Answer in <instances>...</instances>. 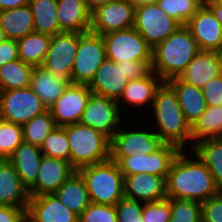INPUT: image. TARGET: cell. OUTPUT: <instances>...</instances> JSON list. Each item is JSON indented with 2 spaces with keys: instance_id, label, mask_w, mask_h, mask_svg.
<instances>
[{
  "instance_id": "6da1fadb",
  "label": "cell",
  "mask_w": 222,
  "mask_h": 222,
  "mask_svg": "<svg viewBox=\"0 0 222 222\" xmlns=\"http://www.w3.org/2000/svg\"><path fill=\"white\" fill-rule=\"evenodd\" d=\"M185 151L181 150L171 165L166 179V196L202 203L217 195L220 189L199 157L192 151L189 156Z\"/></svg>"
},
{
  "instance_id": "7a4b0ae2",
  "label": "cell",
  "mask_w": 222,
  "mask_h": 222,
  "mask_svg": "<svg viewBox=\"0 0 222 222\" xmlns=\"http://www.w3.org/2000/svg\"><path fill=\"white\" fill-rule=\"evenodd\" d=\"M151 109L150 114L155 117L152 121L157 128L154 131L161 140L181 150L189 144L191 150V125L185 119L175 91L167 82L157 89Z\"/></svg>"
},
{
  "instance_id": "3957f363",
  "label": "cell",
  "mask_w": 222,
  "mask_h": 222,
  "mask_svg": "<svg viewBox=\"0 0 222 222\" xmlns=\"http://www.w3.org/2000/svg\"><path fill=\"white\" fill-rule=\"evenodd\" d=\"M199 51L189 29L180 25L152 50L151 70L167 82L178 77Z\"/></svg>"
},
{
  "instance_id": "277c9868",
  "label": "cell",
  "mask_w": 222,
  "mask_h": 222,
  "mask_svg": "<svg viewBox=\"0 0 222 222\" xmlns=\"http://www.w3.org/2000/svg\"><path fill=\"white\" fill-rule=\"evenodd\" d=\"M77 172L85 181L92 203L115 206L124 197V175L111 159L81 167Z\"/></svg>"
},
{
  "instance_id": "5b68a950",
  "label": "cell",
  "mask_w": 222,
  "mask_h": 222,
  "mask_svg": "<svg viewBox=\"0 0 222 222\" xmlns=\"http://www.w3.org/2000/svg\"><path fill=\"white\" fill-rule=\"evenodd\" d=\"M63 128L70 146L71 164L76 170L110 159L111 139L102 132L80 123Z\"/></svg>"
},
{
  "instance_id": "8992f818",
  "label": "cell",
  "mask_w": 222,
  "mask_h": 222,
  "mask_svg": "<svg viewBox=\"0 0 222 222\" xmlns=\"http://www.w3.org/2000/svg\"><path fill=\"white\" fill-rule=\"evenodd\" d=\"M102 37L107 59L115 62L142 61L151 68L153 49L133 27L110 32Z\"/></svg>"
},
{
  "instance_id": "52a82bcc",
  "label": "cell",
  "mask_w": 222,
  "mask_h": 222,
  "mask_svg": "<svg viewBox=\"0 0 222 222\" xmlns=\"http://www.w3.org/2000/svg\"><path fill=\"white\" fill-rule=\"evenodd\" d=\"M181 149L173 144L164 143L150 154L135 153L128 157H110L119 165L123 175L154 174L167 179L171 165Z\"/></svg>"
},
{
  "instance_id": "ba28073f",
  "label": "cell",
  "mask_w": 222,
  "mask_h": 222,
  "mask_svg": "<svg viewBox=\"0 0 222 222\" xmlns=\"http://www.w3.org/2000/svg\"><path fill=\"white\" fill-rule=\"evenodd\" d=\"M105 59L106 51L102 35L91 31L80 33L71 83L88 85Z\"/></svg>"
},
{
  "instance_id": "9c48e42d",
  "label": "cell",
  "mask_w": 222,
  "mask_h": 222,
  "mask_svg": "<svg viewBox=\"0 0 222 222\" xmlns=\"http://www.w3.org/2000/svg\"><path fill=\"white\" fill-rule=\"evenodd\" d=\"M47 110L30 86L0 91V118L3 120L22 126Z\"/></svg>"
},
{
  "instance_id": "30bf717a",
  "label": "cell",
  "mask_w": 222,
  "mask_h": 222,
  "mask_svg": "<svg viewBox=\"0 0 222 222\" xmlns=\"http://www.w3.org/2000/svg\"><path fill=\"white\" fill-rule=\"evenodd\" d=\"M179 26L157 4L142 5L135 9L133 28L152 49L173 34Z\"/></svg>"
},
{
  "instance_id": "8fae6325",
  "label": "cell",
  "mask_w": 222,
  "mask_h": 222,
  "mask_svg": "<svg viewBox=\"0 0 222 222\" xmlns=\"http://www.w3.org/2000/svg\"><path fill=\"white\" fill-rule=\"evenodd\" d=\"M121 112L117 100L91 93L79 123L90 126L111 139L121 123L125 124Z\"/></svg>"
},
{
  "instance_id": "7c38bea8",
  "label": "cell",
  "mask_w": 222,
  "mask_h": 222,
  "mask_svg": "<svg viewBox=\"0 0 222 222\" xmlns=\"http://www.w3.org/2000/svg\"><path fill=\"white\" fill-rule=\"evenodd\" d=\"M129 128H123L122 125L111 138L110 157H128L135 153L150 154L158 150L164 142L152 129H136L128 125ZM130 127H132L130 129Z\"/></svg>"
},
{
  "instance_id": "4fadbf2b",
  "label": "cell",
  "mask_w": 222,
  "mask_h": 222,
  "mask_svg": "<svg viewBox=\"0 0 222 222\" xmlns=\"http://www.w3.org/2000/svg\"><path fill=\"white\" fill-rule=\"evenodd\" d=\"M79 39L80 33L78 32H61L53 35L41 66L71 82V73Z\"/></svg>"
},
{
  "instance_id": "5bb4252c",
  "label": "cell",
  "mask_w": 222,
  "mask_h": 222,
  "mask_svg": "<svg viewBox=\"0 0 222 222\" xmlns=\"http://www.w3.org/2000/svg\"><path fill=\"white\" fill-rule=\"evenodd\" d=\"M92 91L86 84L70 83L48 108L57 127L79 123Z\"/></svg>"
},
{
  "instance_id": "9a60e30c",
  "label": "cell",
  "mask_w": 222,
  "mask_h": 222,
  "mask_svg": "<svg viewBox=\"0 0 222 222\" xmlns=\"http://www.w3.org/2000/svg\"><path fill=\"white\" fill-rule=\"evenodd\" d=\"M135 7L128 0H113L92 12L90 31L104 35L133 27Z\"/></svg>"
},
{
  "instance_id": "2e32d148",
  "label": "cell",
  "mask_w": 222,
  "mask_h": 222,
  "mask_svg": "<svg viewBox=\"0 0 222 222\" xmlns=\"http://www.w3.org/2000/svg\"><path fill=\"white\" fill-rule=\"evenodd\" d=\"M199 50L219 51L222 47V25L212 10L203 4L185 25Z\"/></svg>"
},
{
  "instance_id": "e0dca14e",
  "label": "cell",
  "mask_w": 222,
  "mask_h": 222,
  "mask_svg": "<svg viewBox=\"0 0 222 222\" xmlns=\"http://www.w3.org/2000/svg\"><path fill=\"white\" fill-rule=\"evenodd\" d=\"M76 171L66 160L43 155L36 182L28 190L30 197L54 193Z\"/></svg>"
},
{
  "instance_id": "ac0fdd59",
  "label": "cell",
  "mask_w": 222,
  "mask_h": 222,
  "mask_svg": "<svg viewBox=\"0 0 222 222\" xmlns=\"http://www.w3.org/2000/svg\"><path fill=\"white\" fill-rule=\"evenodd\" d=\"M124 197L141 201L156 202L166 199V179L154 174L124 175Z\"/></svg>"
},
{
  "instance_id": "d6986e66",
  "label": "cell",
  "mask_w": 222,
  "mask_h": 222,
  "mask_svg": "<svg viewBox=\"0 0 222 222\" xmlns=\"http://www.w3.org/2000/svg\"><path fill=\"white\" fill-rule=\"evenodd\" d=\"M222 74V59L218 51L200 50L178 78L198 88Z\"/></svg>"
},
{
  "instance_id": "ffe728a7",
  "label": "cell",
  "mask_w": 222,
  "mask_h": 222,
  "mask_svg": "<svg viewBox=\"0 0 222 222\" xmlns=\"http://www.w3.org/2000/svg\"><path fill=\"white\" fill-rule=\"evenodd\" d=\"M128 81L125 78L122 65H117V62L106 58L88 84V87L92 93L118 100Z\"/></svg>"
},
{
  "instance_id": "44dd1931",
  "label": "cell",
  "mask_w": 222,
  "mask_h": 222,
  "mask_svg": "<svg viewBox=\"0 0 222 222\" xmlns=\"http://www.w3.org/2000/svg\"><path fill=\"white\" fill-rule=\"evenodd\" d=\"M163 82L164 81L152 70L144 77L129 80L122 95L117 100L120 111L122 108L125 109L124 107H120V105L122 106L124 103L125 105L128 104V108H131L129 105H132L135 109H137L136 106L142 109V107L145 108L144 106L148 108L149 105V110H151L156 91Z\"/></svg>"
},
{
  "instance_id": "7402d4cb",
  "label": "cell",
  "mask_w": 222,
  "mask_h": 222,
  "mask_svg": "<svg viewBox=\"0 0 222 222\" xmlns=\"http://www.w3.org/2000/svg\"><path fill=\"white\" fill-rule=\"evenodd\" d=\"M29 200V191L14 166L7 159H0V205L28 207Z\"/></svg>"
},
{
  "instance_id": "603a6c76",
  "label": "cell",
  "mask_w": 222,
  "mask_h": 222,
  "mask_svg": "<svg viewBox=\"0 0 222 222\" xmlns=\"http://www.w3.org/2000/svg\"><path fill=\"white\" fill-rule=\"evenodd\" d=\"M26 211L38 222H78V216L53 193L30 197Z\"/></svg>"
},
{
  "instance_id": "cb8c5ba5",
  "label": "cell",
  "mask_w": 222,
  "mask_h": 222,
  "mask_svg": "<svg viewBox=\"0 0 222 222\" xmlns=\"http://www.w3.org/2000/svg\"><path fill=\"white\" fill-rule=\"evenodd\" d=\"M61 32L86 33L91 29L92 12L83 0H57Z\"/></svg>"
},
{
  "instance_id": "d4e9b609",
  "label": "cell",
  "mask_w": 222,
  "mask_h": 222,
  "mask_svg": "<svg viewBox=\"0 0 222 222\" xmlns=\"http://www.w3.org/2000/svg\"><path fill=\"white\" fill-rule=\"evenodd\" d=\"M42 157L40 147L23 142L7 159L14 166L27 190L36 182Z\"/></svg>"
},
{
  "instance_id": "484cf974",
  "label": "cell",
  "mask_w": 222,
  "mask_h": 222,
  "mask_svg": "<svg viewBox=\"0 0 222 222\" xmlns=\"http://www.w3.org/2000/svg\"><path fill=\"white\" fill-rule=\"evenodd\" d=\"M167 83L175 91L185 119L192 125L207 108L202 90L181 81L178 77L168 80Z\"/></svg>"
},
{
  "instance_id": "4316f807",
  "label": "cell",
  "mask_w": 222,
  "mask_h": 222,
  "mask_svg": "<svg viewBox=\"0 0 222 222\" xmlns=\"http://www.w3.org/2000/svg\"><path fill=\"white\" fill-rule=\"evenodd\" d=\"M70 80L57 76L42 66H35L30 88L40 97L42 103L49 108L70 84Z\"/></svg>"
},
{
  "instance_id": "83f0119b",
  "label": "cell",
  "mask_w": 222,
  "mask_h": 222,
  "mask_svg": "<svg viewBox=\"0 0 222 222\" xmlns=\"http://www.w3.org/2000/svg\"><path fill=\"white\" fill-rule=\"evenodd\" d=\"M0 28L6 39L19 40L34 32V18L29 5L0 11Z\"/></svg>"
},
{
  "instance_id": "f1b7e54d",
  "label": "cell",
  "mask_w": 222,
  "mask_h": 222,
  "mask_svg": "<svg viewBox=\"0 0 222 222\" xmlns=\"http://www.w3.org/2000/svg\"><path fill=\"white\" fill-rule=\"evenodd\" d=\"M53 194L77 216L91 203L85 181L77 171Z\"/></svg>"
},
{
  "instance_id": "f546056e",
  "label": "cell",
  "mask_w": 222,
  "mask_h": 222,
  "mask_svg": "<svg viewBox=\"0 0 222 222\" xmlns=\"http://www.w3.org/2000/svg\"><path fill=\"white\" fill-rule=\"evenodd\" d=\"M206 165L215 184L222 191V137L205 139L190 150Z\"/></svg>"
},
{
  "instance_id": "4dcf8cb0",
  "label": "cell",
  "mask_w": 222,
  "mask_h": 222,
  "mask_svg": "<svg viewBox=\"0 0 222 222\" xmlns=\"http://www.w3.org/2000/svg\"><path fill=\"white\" fill-rule=\"evenodd\" d=\"M222 137V106H207L200 118L191 125V149L198 142Z\"/></svg>"
},
{
  "instance_id": "1f68e13d",
  "label": "cell",
  "mask_w": 222,
  "mask_h": 222,
  "mask_svg": "<svg viewBox=\"0 0 222 222\" xmlns=\"http://www.w3.org/2000/svg\"><path fill=\"white\" fill-rule=\"evenodd\" d=\"M34 18V32L50 36L60 33L57 0H29Z\"/></svg>"
},
{
  "instance_id": "d6a6232c",
  "label": "cell",
  "mask_w": 222,
  "mask_h": 222,
  "mask_svg": "<svg viewBox=\"0 0 222 222\" xmlns=\"http://www.w3.org/2000/svg\"><path fill=\"white\" fill-rule=\"evenodd\" d=\"M51 38L52 36L47 34L32 32L17 40L19 59L33 66H41Z\"/></svg>"
},
{
  "instance_id": "836d02e7",
  "label": "cell",
  "mask_w": 222,
  "mask_h": 222,
  "mask_svg": "<svg viewBox=\"0 0 222 222\" xmlns=\"http://www.w3.org/2000/svg\"><path fill=\"white\" fill-rule=\"evenodd\" d=\"M34 68L20 59L0 66V91L29 87Z\"/></svg>"
},
{
  "instance_id": "e575fe53",
  "label": "cell",
  "mask_w": 222,
  "mask_h": 222,
  "mask_svg": "<svg viewBox=\"0 0 222 222\" xmlns=\"http://www.w3.org/2000/svg\"><path fill=\"white\" fill-rule=\"evenodd\" d=\"M57 127L49 110L22 125L23 142L41 147L44 139Z\"/></svg>"
},
{
  "instance_id": "d590c367",
  "label": "cell",
  "mask_w": 222,
  "mask_h": 222,
  "mask_svg": "<svg viewBox=\"0 0 222 222\" xmlns=\"http://www.w3.org/2000/svg\"><path fill=\"white\" fill-rule=\"evenodd\" d=\"M157 5L180 25H186L203 3L200 0H159Z\"/></svg>"
},
{
  "instance_id": "8d00e7d4",
  "label": "cell",
  "mask_w": 222,
  "mask_h": 222,
  "mask_svg": "<svg viewBox=\"0 0 222 222\" xmlns=\"http://www.w3.org/2000/svg\"><path fill=\"white\" fill-rule=\"evenodd\" d=\"M43 155L66 160L71 163L70 146L66 130L56 127L43 141L40 147Z\"/></svg>"
},
{
  "instance_id": "74e56055",
  "label": "cell",
  "mask_w": 222,
  "mask_h": 222,
  "mask_svg": "<svg viewBox=\"0 0 222 222\" xmlns=\"http://www.w3.org/2000/svg\"><path fill=\"white\" fill-rule=\"evenodd\" d=\"M22 143V126L0 118V159H8Z\"/></svg>"
},
{
  "instance_id": "f35d334b",
  "label": "cell",
  "mask_w": 222,
  "mask_h": 222,
  "mask_svg": "<svg viewBox=\"0 0 222 222\" xmlns=\"http://www.w3.org/2000/svg\"><path fill=\"white\" fill-rule=\"evenodd\" d=\"M169 222H202L201 203L171 198V216Z\"/></svg>"
},
{
  "instance_id": "ab89813d",
  "label": "cell",
  "mask_w": 222,
  "mask_h": 222,
  "mask_svg": "<svg viewBox=\"0 0 222 222\" xmlns=\"http://www.w3.org/2000/svg\"><path fill=\"white\" fill-rule=\"evenodd\" d=\"M78 222H118L115 206L91 202L78 216Z\"/></svg>"
},
{
  "instance_id": "60d3db41",
  "label": "cell",
  "mask_w": 222,
  "mask_h": 222,
  "mask_svg": "<svg viewBox=\"0 0 222 222\" xmlns=\"http://www.w3.org/2000/svg\"><path fill=\"white\" fill-rule=\"evenodd\" d=\"M141 216L144 222H169L171 216V198L144 203Z\"/></svg>"
},
{
  "instance_id": "b9f144b4",
  "label": "cell",
  "mask_w": 222,
  "mask_h": 222,
  "mask_svg": "<svg viewBox=\"0 0 222 222\" xmlns=\"http://www.w3.org/2000/svg\"><path fill=\"white\" fill-rule=\"evenodd\" d=\"M144 202L123 197L116 205L118 222H144L142 218Z\"/></svg>"
},
{
  "instance_id": "7bdbcfd3",
  "label": "cell",
  "mask_w": 222,
  "mask_h": 222,
  "mask_svg": "<svg viewBox=\"0 0 222 222\" xmlns=\"http://www.w3.org/2000/svg\"><path fill=\"white\" fill-rule=\"evenodd\" d=\"M202 222H222V191L201 203Z\"/></svg>"
},
{
  "instance_id": "ee69618b",
  "label": "cell",
  "mask_w": 222,
  "mask_h": 222,
  "mask_svg": "<svg viewBox=\"0 0 222 222\" xmlns=\"http://www.w3.org/2000/svg\"><path fill=\"white\" fill-rule=\"evenodd\" d=\"M201 90L207 106H222V74L209 80Z\"/></svg>"
},
{
  "instance_id": "f6af8a7d",
  "label": "cell",
  "mask_w": 222,
  "mask_h": 222,
  "mask_svg": "<svg viewBox=\"0 0 222 222\" xmlns=\"http://www.w3.org/2000/svg\"><path fill=\"white\" fill-rule=\"evenodd\" d=\"M117 65H122L125 78L128 80L144 77L151 70L145 62L136 60L117 62Z\"/></svg>"
},
{
  "instance_id": "bcb514c9",
  "label": "cell",
  "mask_w": 222,
  "mask_h": 222,
  "mask_svg": "<svg viewBox=\"0 0 222 222\" xmlns=\"http://www.w3.org/2000/svg\"><path fill=\"white\" fill-rule=\"evenodd\" d=\"M17 40L6 39L0 43V66L19 59Z\"/></svg>"
},
{
  "instance_id": "7dc6e473",
  "label": "cell",
  "mask_w": 222,
  "mask_h": 222,
  "mask_svg": "<svg viewBox=\"0 0 222 222\" xmlns=\"http://www.w3.org/2000/svg\"><path fill=\"white\" fill-rule=\"evenodd\" d=\"M27 207H10L0 205V222H20Z\"/></svg>"
},
{
  "instance_id": "c3c4849f",
  "label": "cell",
  "mask_w": 222,
  "mask_h": 222,
  "mask_svg": "<svg viewBox=\"0 0 222 222\" xmlns=\"http://www.w3.org/2000/svg\"><path fill=\"white\" fill-rule=\"evenodd\" d=\"M29 4V0H0V11L23 7Z\"/></svg>"
},
{
  "instance_id": "681fc988",
  "label": "cell",
  "mask_w": 222,
  "mask_h": 222,
  "mask_svg": "<svg viewBox=\"0 0 222 222\" xmlns=\"http://www.w3.org/2000/svg\"><path fill=\"white\" fill-rule=\"evenodd\" d=\"M206 5L212 10V12L214 13L216 19L222 25V5L215 4L213 1L207 2Z\"/></svg>"
},
{
  "instance_id": "f907efd6",
  "label": "cell",
  "mask_w": 222,
  "mask_h": 222,
  "mask_svg": "<svg viewBox=\"0 0 222 222\" xmlns=\"http://www.w3.org/2000/svg\"><path fill=\"white\" fill-rule=\"evenodd\" d=\"M84 4L88 7V9L93 12L96 10L99 6L105 5L108 2H111L113 0H83Z\"/></svg>"
},
{
  "instance_id": "816d5d0a",
  "label": "cell",
  "mask_w": 222,
  "mask_h": 222,
  "mask_svg": "<svg viewBox=\"0 0 222 222\" xmlns=\"http://www.w3.org/2000/svg\"><path fill=\"white\" fill-rule=\"evenodd\" d=\"M135 8L148 5V4H157L159 0H128Z\"/></svg>"
},
{
  "instance_id": "f5cc1de1",
  "label": "cell",
  "mask_w": 222,
  "mask_h": 222,
  "mask_svg": "<svg viewBox=\"0 0 222 222\" xmlns=\"http://www.w3.org/2000/svg\"><path fill=\"white\" fill-rule=\"evenodd\" d=\"M20 222H38L33 216H31L27 211L21 217Z\"/></svg>"
},
{
  "instance_id": "db71d44e",
  "label": "cell",
  "mask_w": 222,
  "mask_h": 222,
  "mask_svg": "<svg viewBox=\"0 0 222 222\" xmlns=\"http://www.w3.org/2000/svg\"><path fill=\"white\" fill-rule=\"evenodd\" d=\"M6 40V36L4 34V31L0 28V43L4 42Z\"/></svg>"
},
{
  "instance_id": "11a10c76",
  "label": "cell",
  "mask_w": 222,
  "mask_h": 222,
  "mask_svg": "<svg viewBox=\"0 0 222 222\" xmlns=\"http://www.w3.org/2000/svg\"><path fill=\"white\" fill-rule=\"evenodd\" d=\"M215 4L222 5V0H212Z\"/></svg>"
},
{
  "instance_id": "9f6ffc18",
  "label": "cell",
  "mask_w": 222,
  "mask_h": 222,
  "mask_svg": "<svg viewBox=\"0 0 222 222\" xmlns=\"http://www.w3.org/2000/svg\"><path fill=\"white\" fill-rule=\"evenodd\" d=\"M203 4H206L207 2L209 1H212V0H200Z\"/></svg>"
},
{
  "instance_id": "6f0895ef",
  "label": "cell",
  "mask_w": 222,
  "mask_h": 222,
  "mask_svg": "<svg viewBox=\"0 0 222 222\" xmlns=\"http://www.w3.org/2000/svg\"><path fill=\"white\" fill-rule=\"evenodd\" d=\"M218 52H219L220 57H221V59H222V47H221V49H220Z\"/></svg>"
}]
</instances>
